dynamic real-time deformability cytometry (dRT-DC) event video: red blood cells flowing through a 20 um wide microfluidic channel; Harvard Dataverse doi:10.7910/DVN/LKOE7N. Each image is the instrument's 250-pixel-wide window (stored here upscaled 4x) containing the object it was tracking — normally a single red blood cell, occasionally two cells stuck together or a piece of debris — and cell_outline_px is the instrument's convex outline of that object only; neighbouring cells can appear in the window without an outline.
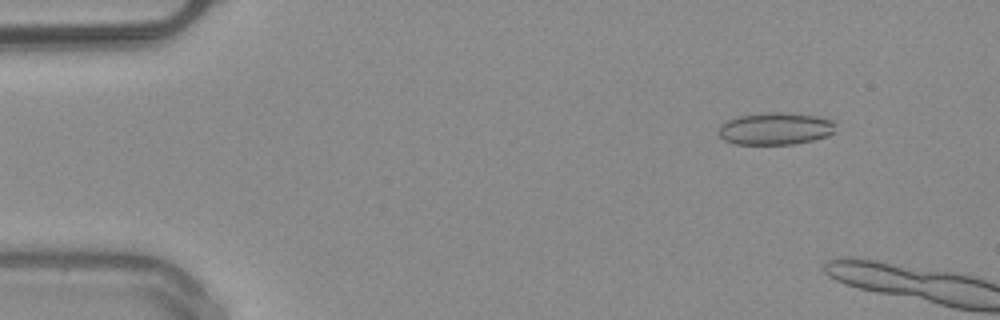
{"species": "common noctule bat (a hibernating species)", "species_latin": "Nyctalus noctula", "temperature_condition": "warm", "stored_images_in_passage": 12, "camera_frame_rate_fps": 3000, "um_per_image_px": 0.085, "animal": {"sex": "male", "body_mass_g": 20.4}, "frame": {"image": 1, "passage_image": 6, "time_ms": 1.667, "image_size_px": [1000, 320], "cell_outline_px": [[836, 132], [828, 136], [812, 140], [792, 144], [736, 144], [724, 140], [720, 136], [720, 128], [728, 120], [740, 116], [772, 112], [788, 112], [836, 120]], "centroid_in_image_um": [65.99, 10.94], "position_along_channel_um": 19.0, "area_um2": 21.85}}